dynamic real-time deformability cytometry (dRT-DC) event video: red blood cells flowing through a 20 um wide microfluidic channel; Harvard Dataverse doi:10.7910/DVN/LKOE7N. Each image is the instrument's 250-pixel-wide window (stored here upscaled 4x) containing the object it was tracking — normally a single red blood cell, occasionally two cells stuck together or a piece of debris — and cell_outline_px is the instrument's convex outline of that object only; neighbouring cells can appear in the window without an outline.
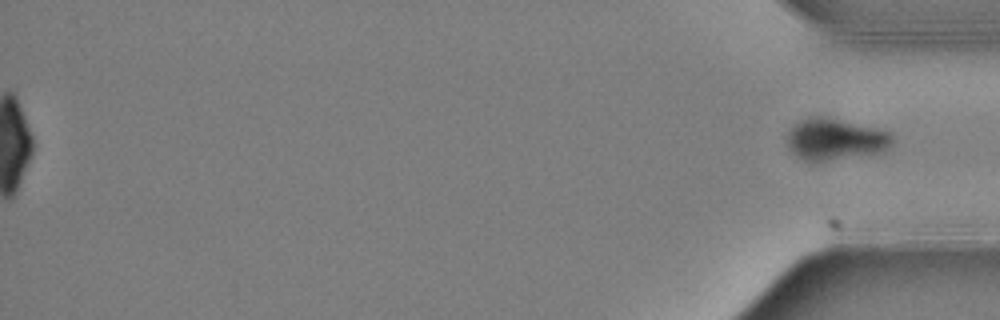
{"species": "Egyptian fruit bat (a non-hibernating species)", "species_latin": "Rousettus aegyptiacus", "temperature_condition": "warm", "stored_images_in_passage": 60, "segment_of_instrument_passage": [2, 2], "camera_frame_rate_fps": 3000, "um_per_image_px": 0.085, "animal": {"sex": "female"}, "frame": {"image": 1, "passage_image": 60, "time_ms": 19.667, "image_size_px": [1000, 320], "cell_outline_px": [[892, 140], [880, 152], [828, 160], [804, 160], [796, 156], [788, 148], [788, 128], [800, 120], [812, 116], [828, 116], [888, 132], [892, 136]], "centroid_in_image_um": [70.9, 11.81], "position_along_channel_um": 364.3, "area_um2": 24.91}}